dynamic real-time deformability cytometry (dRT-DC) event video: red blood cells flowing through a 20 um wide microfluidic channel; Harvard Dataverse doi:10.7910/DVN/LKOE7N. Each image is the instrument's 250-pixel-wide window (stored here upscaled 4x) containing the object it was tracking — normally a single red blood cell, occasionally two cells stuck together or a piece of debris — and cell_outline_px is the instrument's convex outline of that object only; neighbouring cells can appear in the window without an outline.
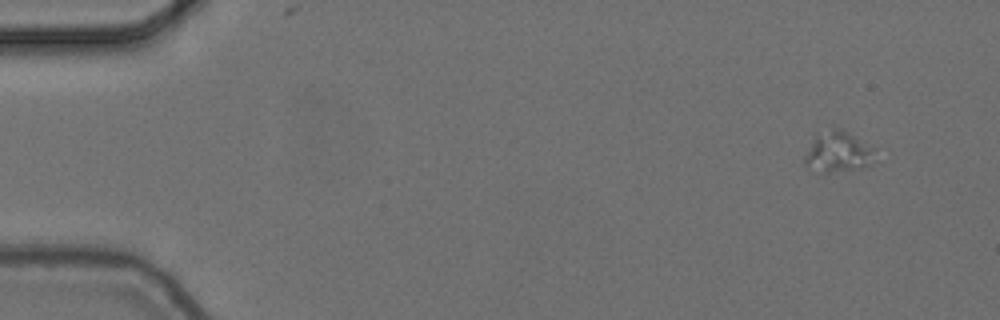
{"species": "common noctule bat (a hibernating species)", "species_latin": "Nyctalus noctula", "temperature_condition": "cold", "stored_images_in_passage": 3, "camera_frame_rate_fps": 3000, "um_per_image_px": 0.085, "animal": {"sex": "female", "body_mass_g": 24.6, "forearm_length_mm": 56.2}, "frame": {"image": 1, "passage_image": 1, "time_ms": 0.0, "image_size_px": [1000, 320], "cell_outline_px": [[876, 160], [872, 164], [860, 168], [820, 176], [804, 164], [804, 156], [816, 136], [832, 128], [840, 128], [848, 132], [876, 148]], "centroid_in_image_um": [71.26, 12.99], "position_along_channel_um": 13.7, "area_um2": 17.28}}